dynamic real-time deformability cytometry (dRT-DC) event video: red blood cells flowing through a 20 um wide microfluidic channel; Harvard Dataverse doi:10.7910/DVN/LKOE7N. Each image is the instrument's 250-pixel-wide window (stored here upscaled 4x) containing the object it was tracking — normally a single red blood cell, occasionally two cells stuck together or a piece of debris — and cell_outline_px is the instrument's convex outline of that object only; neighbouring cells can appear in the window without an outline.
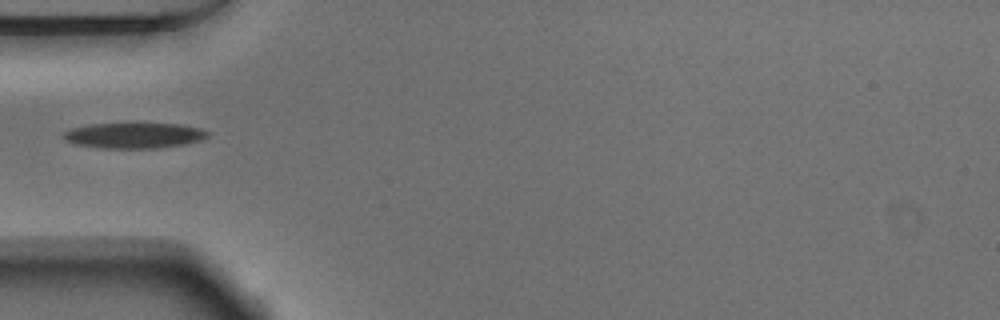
{"species": "Egyptian fruit bat (a non-hibernating species)", "species_latin": "Rousettus aegyptiacus", "temperature_condition": "warm", "stored_images_in_passage": 36, "camera_frame_rate_fps": 3000, "um_per_image_px": 0.085, "animal": {"sex": "male"}, "frame": {"image": 1, "passage_image": 1, "time_ms": 0.0, "image_size_px": [1000, 320], "cell_outline_px": [[208, 136], [200, 140], [184, 144], [156, 148], [100, 148], [76, 144], [64, 140], [60, 136], [64, 132], [72, 128], [88, 124], [180, 124], [200, 128], [208, 132]], "centroid_in_image_um": [11.35, 11.52], "position_along_channel_um": 73.7, "area_um2": 21.33}}
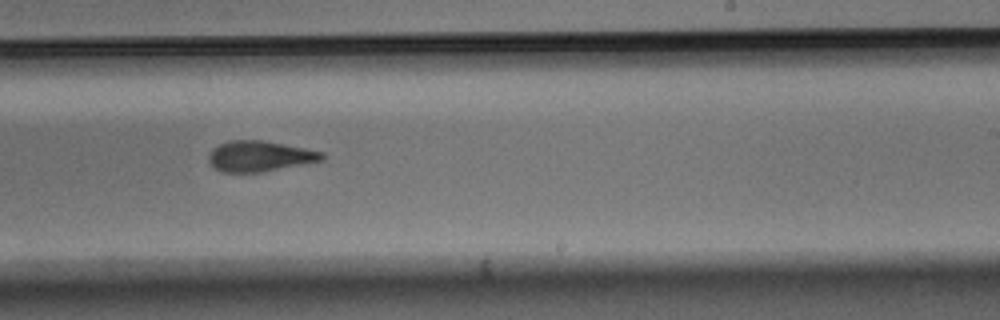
{"frame": {"image": 2, "passage_image": 16, "time_ms": 5.0, "image_size_px": [1000, 320], "cell_outline_px": [[324, 160], [264, 172], [224, 172], [216, 168], [208, 160], [208, 156], [212, 148], [228, 140], [264, 140], [324, 152]], "centroid_in_image_um": [22.09, 13.27], "position_along_channel_um": 266.9, "area_um2": 20.23}}
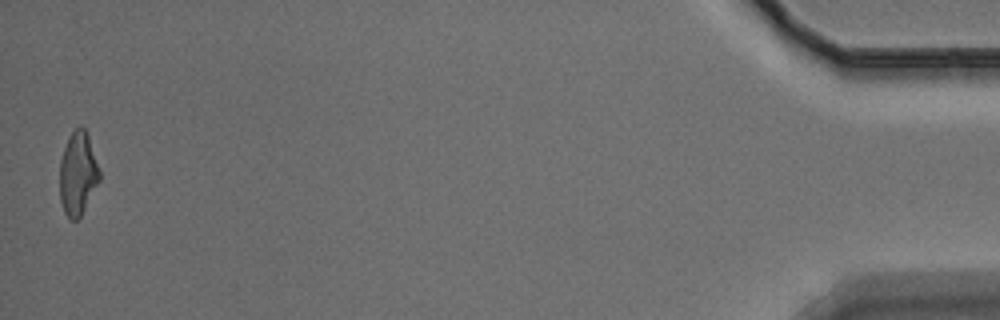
{"frame": {"image": 3, "passage_image": 36, "time_ms": 11.667, "image_size_px": [1000, 320], "cell_outline_px": [[100, 180], [80, 216], [76, 220], [68, 220], [64, 212], [60, 200], [60, 160], [68, 136], [80, 124], [84, 128], [88, 136], [100, 172]], "centroid_in_image_um": [6.6, 14.76], "position_along_channel_um": 428.6, "area_um2": 19.19}}